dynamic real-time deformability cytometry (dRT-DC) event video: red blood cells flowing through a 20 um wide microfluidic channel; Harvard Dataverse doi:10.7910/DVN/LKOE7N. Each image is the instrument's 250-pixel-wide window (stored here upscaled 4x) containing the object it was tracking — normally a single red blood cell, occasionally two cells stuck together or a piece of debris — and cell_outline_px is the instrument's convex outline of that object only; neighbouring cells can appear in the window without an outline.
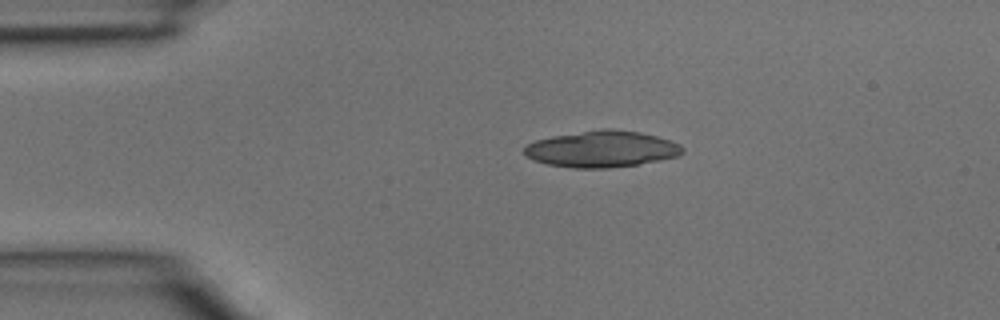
{"species": "common noctule bat (a hibernating species)", "species_latin": "Nyctalus noctula", "temperature_condition": "room temperature", "stored_images_in_passage": 3, "camera_frame_rate_fps": 3000, "um_per_image_px": 0.085, "animal": {"sex": "male", "body_mass_g": 15.6}, "frame": {"image": 1, "passage_image": 1, "time_ms": 0.0, "image_size_px": [1000, 320], "cell_outline_px": [[684, 152], [676, 156], [660, 160], [636, 164], [608, 168], [572, 168], [548, 164], [536, 160], [528, 156], [524, 152], [524, 148], [528, 144], [536, 140], [552, 136], [600, 128], [612, 128], [640, 132], [656, 136], [680, 144], [684, 148]], "centroid_in_image_um": [51.16, 12.65], "position_along_channel_um": 33.8, "area_um2": 33.41}}